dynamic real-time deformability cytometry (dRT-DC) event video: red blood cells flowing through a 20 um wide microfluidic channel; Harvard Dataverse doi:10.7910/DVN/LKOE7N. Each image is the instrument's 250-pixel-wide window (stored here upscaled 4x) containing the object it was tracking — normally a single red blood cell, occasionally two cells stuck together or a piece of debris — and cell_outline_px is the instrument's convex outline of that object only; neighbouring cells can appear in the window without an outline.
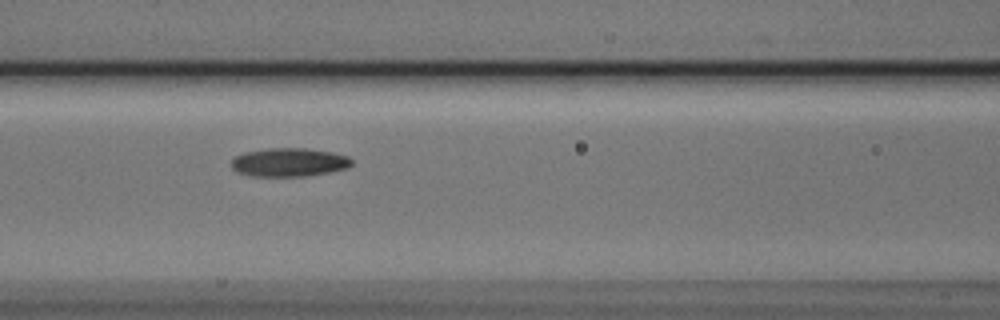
{"species": "Egyptian fruit bat (a non-hibernating species)", "species_latin": "Rousettus aegyptiacus", "temperature_condition": "cold", "stored_images_in_passage": 8, "camera_frame_rate_fps": 3000, "um_per_image_px": 0.085, "animal": {"sex": "male"}, "frame": {"image": 1, "passage_image": 4, "time_ms": 1.0, "image_size_px": [1000, 320], "cell_outline_px": [[352, 164], [348, 168], [328, 172], [304, 176], [248, 176], [236, 172], [232, 168], [232, 160], [236, 156], [244, 152], [268, 148], [304, 148], [332, 152], [348, 156], [352, 160]], "centroid_in_image_um": [24.56, 13.79], "position_along_channel_um": 142.0, "area_um2": 20.06}}
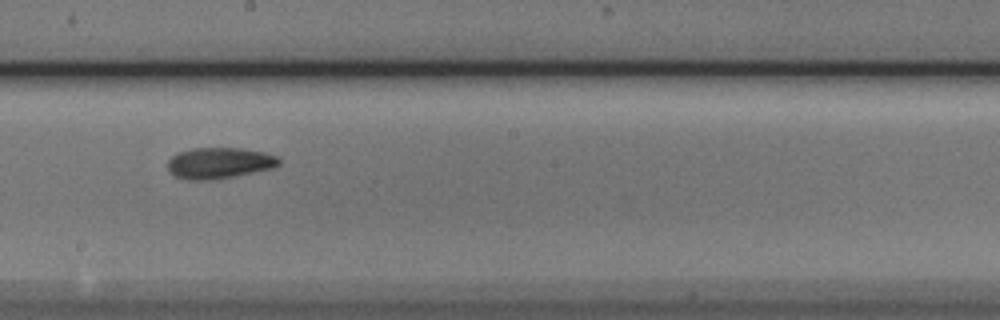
{"frame": {"image": 2, "passage_image": 6, "time_ms": 1.667, "image_size_px": [1000, 320], "cell_outline_px": [[280, 164], [272, 168], [232, 176], [208, 180], [188, 180], [176, 176], [168, 172], [168, 160], [176, 152], [192, 148], [240, 148], [264, 152], [276, 156], [280, 160]], "centroid_in_image_um": [18.59, 13.84], "position_along_channel_um": 229.6, "area_um2": 20.06}}
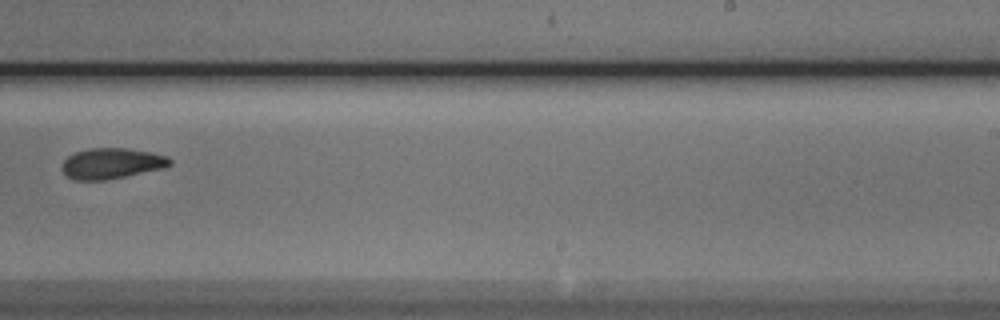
{"frame": {"image": 3, "passage_image": 7, "time_ms": 2.0, "image_size_px": [1000, 320], "cell_outline_px": [[172, 164], [164, 168], [104, 180], [76, 180], [68, 176], [60, 168], [64, 160], [68, 156], [76, 152], [88, 148], [124, 148], [152, 152], [168, 156], [172, 160]], "centroid_in_image_um": [9.5, 13.88], "position_along_channel_um": 279.5, "area_um2": 19.25}}